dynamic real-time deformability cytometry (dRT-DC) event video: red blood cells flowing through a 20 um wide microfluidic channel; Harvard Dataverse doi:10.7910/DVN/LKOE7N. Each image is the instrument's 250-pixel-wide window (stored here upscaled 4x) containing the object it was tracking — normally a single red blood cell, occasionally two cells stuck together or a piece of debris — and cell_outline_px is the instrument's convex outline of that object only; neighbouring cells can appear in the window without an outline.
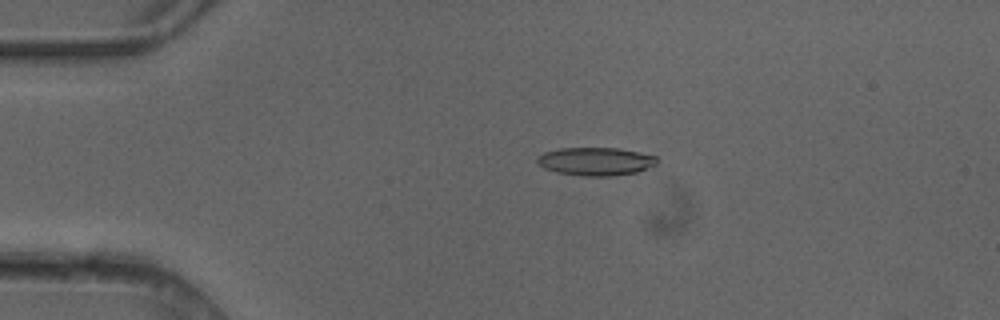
{"species": "common noctule bat (a hibernating species)", "species_latin": "Nyctalus noctula", "temperature_condition": "cold", "stored_images_in_passage": 4, "camera_frame_rate_fps": 3000, "um_per_image_px": 0.085, "animal": {"sex": "female"}, "frame": {"image": 1, "passage_image": 3, "time_ms": 0.667, "image_size_px": [1000, 320], "cell_outline_px": [[660, 160], [656, 164], [636, 172], [608, 176], [584, 176], [556, 172], [544, 168], [536, 160], [544, 152], [560, 148], [620, 148], [656, 156]], "centroid_in_image_um": [50.65, 13.71], "position_along_channel_um": 34.3, "area_um2": 19.48}}